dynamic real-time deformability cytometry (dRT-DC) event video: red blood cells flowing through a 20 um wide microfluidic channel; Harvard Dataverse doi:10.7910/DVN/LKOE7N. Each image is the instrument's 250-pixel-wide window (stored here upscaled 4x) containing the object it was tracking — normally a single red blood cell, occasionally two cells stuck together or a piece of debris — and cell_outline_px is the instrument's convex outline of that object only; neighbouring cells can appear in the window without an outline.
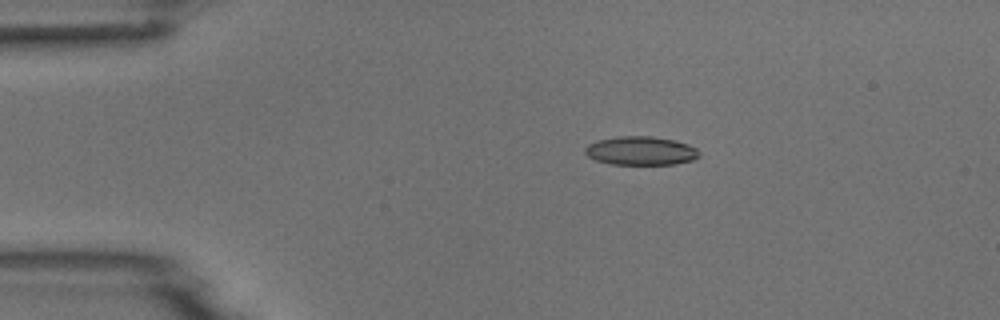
{"species": "common noctule bat (a hibernating species)", "species_latin": "Nyctalus noctula", "temperature_condition": "room temperature", "stored_images_in_passage": 5, "camera_frame_rate_fps": 3000, "um_per_image_px": 0.085, "animal": {"sex": "male", "body_mass_g": 18.8}, "frame": {"image": 1, "passage_image": 1, "time_ms": 0.0, "image_size_px": [1000, 320], "cell_outline_px": [[700, 156], [692, 160], [676, 164], [612, 164], [596, 160], [588, 156], [584, 152], [584, 148], [588, 144], [596, 140], [620, 136], [652, 136], [672, 140], [688, 144], [696, 148], [700, 152]], "centroid_in_image_um": [54.46, 12.81], "position_along_channel_um": 30.5, "area_um2": 19.07}}
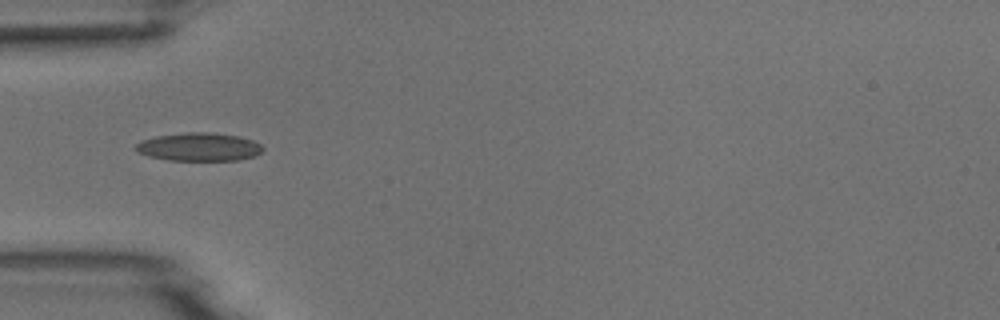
{"frame": {"image": 2, "passage_image": 3, "time_ms": 2.333, "image_size_px": [1000, 320], "cell_outline_px": [[264, 148], [256, 156], [236, 160], [168, 160], [148, 156], [136, 152], [132, 148], [136, 144], [144, 140], [156, 136], [188, 132], [208, 132], [236, 136], [252, 140], [260, 144]], "centroid_in_image_um": [16.88, 12.49], "position_along_channel_um": 68.1, "area_um2": 20.81}}